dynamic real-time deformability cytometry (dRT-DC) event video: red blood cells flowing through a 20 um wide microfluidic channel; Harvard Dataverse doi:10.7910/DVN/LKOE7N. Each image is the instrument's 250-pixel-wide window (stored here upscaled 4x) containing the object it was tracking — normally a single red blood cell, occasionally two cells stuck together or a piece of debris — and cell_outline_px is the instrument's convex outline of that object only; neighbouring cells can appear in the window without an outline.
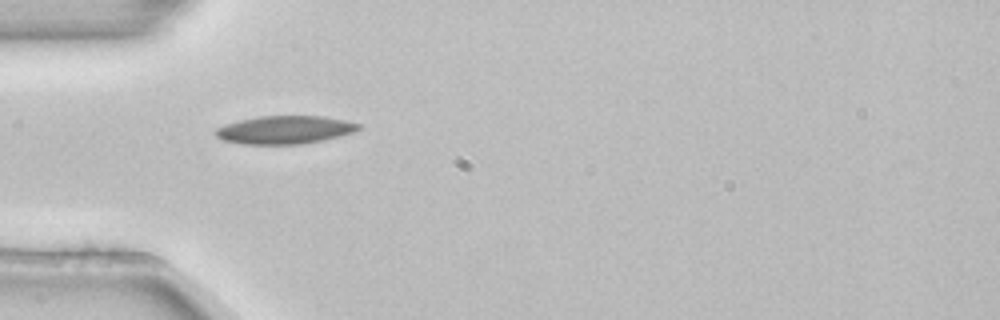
{"species": "common noctule bat (a hibernating species)", "species_latin": "Nyctalus noctula", "temperature_condition": "room temperature", "stored_images_in_passage": 2, "camera_frame_rate_fps": 3000, "um_per_image_px": 0.085, "animal": {"sex": "female", "body_mass_g": 22.7, "forearm_length_mm": 54.2}, "frame": {"image": 1, "passage_image": 1, "time_ms": 0.0, "image_size_px": [1000, 320], "cell_outline_px": [[360, 128], [352, 132], [324, 140], [300, 144], [240, 144], [224, 140], [216, 136], [212, 132], [216, 128], [224, 124], [240, 120], [260, 116], [320, 116], [344, 120], [360, 124]], "centroid_in_image_um": [24.15, 11.04], "position_along_channel_um": 60.9, "area_um2": 23.29}}